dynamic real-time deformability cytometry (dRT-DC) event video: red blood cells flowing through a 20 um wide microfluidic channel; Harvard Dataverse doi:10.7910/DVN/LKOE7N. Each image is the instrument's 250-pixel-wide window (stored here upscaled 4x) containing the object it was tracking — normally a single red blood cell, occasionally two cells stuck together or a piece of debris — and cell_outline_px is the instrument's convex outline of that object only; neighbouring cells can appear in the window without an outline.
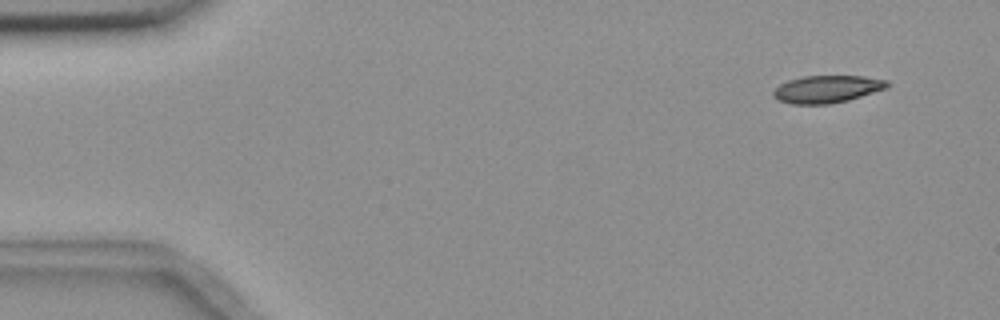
{"species": "common noctule bat (a hibernating species)", "species_latin": "Nyctalus noctula", "temperature_condition": "room temperature", "stored_images_in_passage": 6, "camera_frame_rate_fps": 3000, "um_per_image_px": 0.085, "animal": {"sex": "female", "body_mass_g": 18.4}, "frame": {"image": 1, "passage_image": 1, "time_ms": 0.0, "image_size_px": [1000, 320], "cell_outline_px": [[892, 84], [888, 88], [848, 100], [828, 104], [792, 104], [776, 100], [772, 96], [772, 92], [780, 84], [788, 80], [804, 76], [864, 76], [888, 80]], "centroid_in_image_um": [70.31, 7.57], "position_along_channel_um": 14.7, "area_um2": 18.38}}
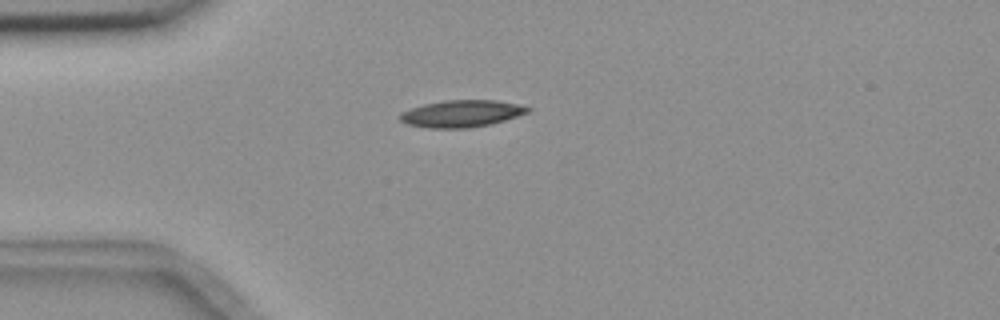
{"frame": {"image": 2, "passage_image": 4, "time_ms": 3.333, "image_size_px": [1000, 320], "cell_outline_px": [[532, 112], [492, 124], [468, 128], [428, 128], [408, 124], [400, 120], [400, 112], [424, 104], [444, 100], [496, 100], [520, 104], [532, 108]], "centroid_in_image_um": [39.3, 9.65], "position_along_channel_um": 45.7, "area_um2": 20.29}}